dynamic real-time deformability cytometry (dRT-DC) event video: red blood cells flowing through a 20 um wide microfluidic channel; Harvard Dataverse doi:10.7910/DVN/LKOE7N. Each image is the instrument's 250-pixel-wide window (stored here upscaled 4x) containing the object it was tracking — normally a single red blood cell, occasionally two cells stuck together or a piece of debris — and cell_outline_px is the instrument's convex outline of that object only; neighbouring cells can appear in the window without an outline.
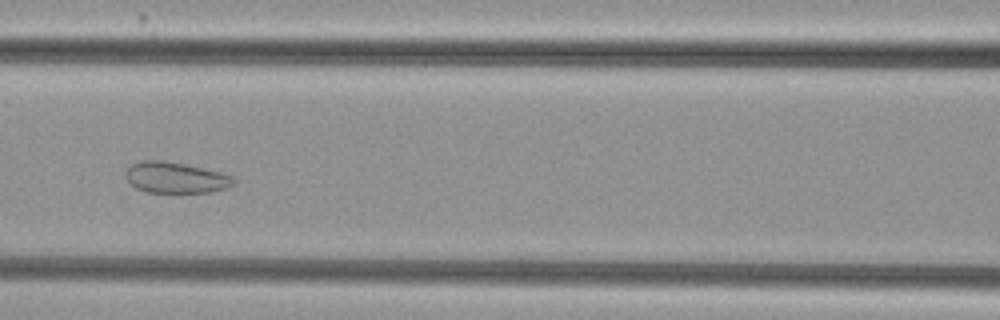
{"species": "common noctule bat (a hibernating species)", "species_latin": "Nyctalus noctula", "temperature_condition": "cold", "stored_images_in_passage": 48, "camera_frame_rate_fps": 3000, "um_per_image_px": 0.085, "animal": {"sex": "female", "body_mass_g": 29.2, "forearm_length_mm": 56.3}, "frame": {"image": 1, "passage_image": 18, "time_ms": 5.667, "image_size_px": [1000, 320], "cell_outline_px": [[236, 184], [212, 192], [148, 192], [136, 188], [124, 176], [128, 168], [132, 164], [144, 160], [160, 160], [184, 164], [220, 172], [232, 176], [236, 180]], "centroid_in_image_um": [14.94, 15.1], "position_along_channel_um": 151.7, "area_um2": 19.31}}
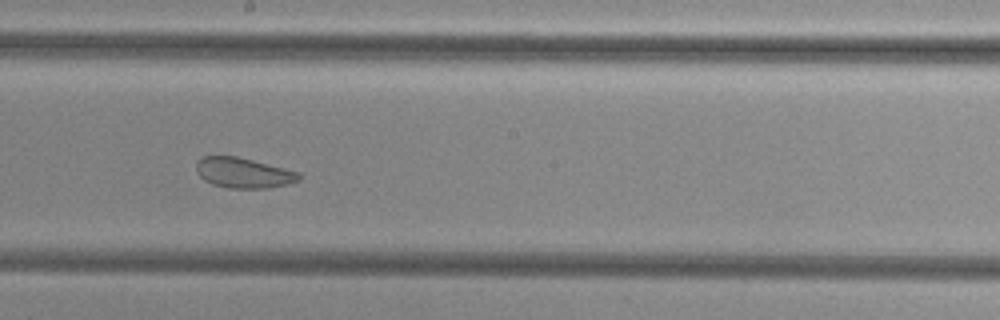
{"frame": {"image": 2, "passage_image": 24, "time_ms": 7.667, "image_size_px": [1000, 320], "cell_outline_px": [[300, 180], [288, 184], [268, 188], [228, 188], [212, 184], [204, 180], [196, 172], [196, 160], [200, 156], [236, 156], [300, 172]], "centroid_in_image_um": [20.66, 14.69], "position_along_channel_um": 227.5, "area_um2": 18.21}}
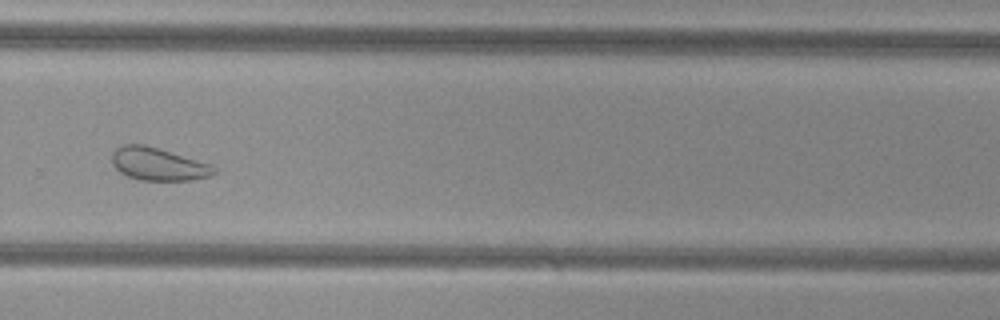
{"frame": {"image": 3, "passage_image": 31, "time_ms": 10.0, "image_size_px": [1000, 320], "cell_outline_px": [[216, 172], [212, 176], [192, 180], [140, 180], [128, 176], [120, 172], [112, 164], [112, 152], [116, 148], [124, 144], [144, 144], [196, 160], [208, 164], [216, 168]], "centroid_in_image_um": [13.42, 13.95], "position_along_channel_um": 316.4, "area_um2": 19.25}, "authors_computed_cell_mechanics": {"area_um2": 23.7269, "velocity_mm_per_s": 3.8094, "shape_relaxation_time_tau1_ms": null, "shape_relaxation_time_tau2_ms": 1.5483, "deformation_change_tau1": null, "deformation_change_tau2": 0.0851}}